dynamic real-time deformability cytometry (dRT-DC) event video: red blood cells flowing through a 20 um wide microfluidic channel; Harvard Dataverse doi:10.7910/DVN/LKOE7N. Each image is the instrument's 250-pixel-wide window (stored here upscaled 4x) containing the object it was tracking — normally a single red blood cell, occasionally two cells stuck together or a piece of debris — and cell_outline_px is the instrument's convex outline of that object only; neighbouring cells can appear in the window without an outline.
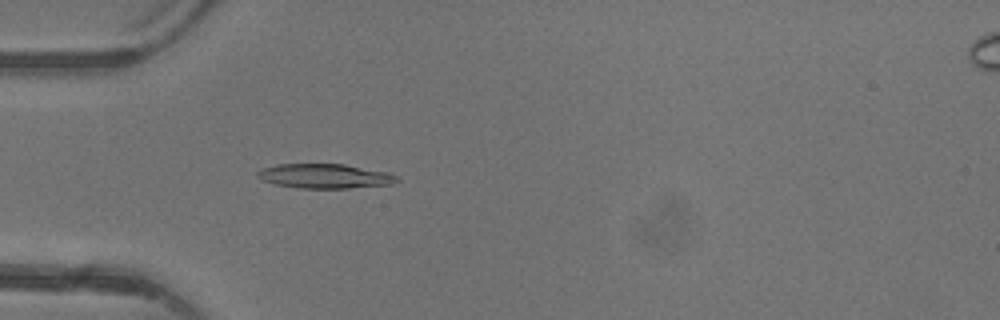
{"species": "common noctule bat (a hibernating species)", "species_latin": "Nyctalus noctula", "temperature_condition": "warm", "stored_images_in_passage": 2, "camera_frame_rate_fps": 3000, "um_per_image_px": 0.085, "animal": {"sex": "female"}, "frame": {"image": 1, "passage_image": 2, "time_ms": 1.333, "image_size_px": [1000, 320], "cell_outline_px": [[400, 180], [392, 184], [348, 188], [300, 188], [276, 184], [260, 180], [256, 172], [264, 168], [276, 164], [344, 164], [384, 172], [396, 176]], "centroid_in_image_um": [27.57, 14.97], "position_along_channel_um": 57.4, "area_um2": 19.65}}